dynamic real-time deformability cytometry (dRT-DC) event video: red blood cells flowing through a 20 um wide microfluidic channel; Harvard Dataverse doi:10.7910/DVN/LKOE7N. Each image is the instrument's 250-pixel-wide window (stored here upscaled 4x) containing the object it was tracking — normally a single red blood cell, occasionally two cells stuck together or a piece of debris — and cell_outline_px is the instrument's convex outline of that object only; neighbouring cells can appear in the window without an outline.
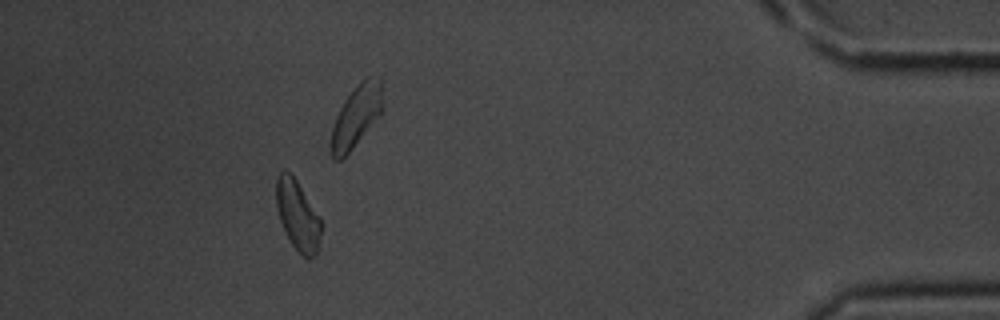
{"species": "common noctule bat (a hibernating species)", "species_latin": "Nyctalus noctula", "temperature_condition": "room temperature", "stored_images_in_passage": 28, "camera_frame_rate_fps": 3000, "um_per_image_px": 0.085, "animal": {"sex": "male", "body_mass_g": 20.1, "forearm_length_mm": 53.5}, "frame": {"image": 1, "passage_image": 24, "time_ms": 7.667, "image_size_px": [1000, 320], "cell_outline_px": [[320, 232], [316, 252], [308, 260], [292, 244], [280, 220], [276, 208], [276, 176], [284, 168], [296, 180], [320, 216]], "centroid_in_image_um": [25.27, 18.24], "position_along_channel_um": 409.9, "area_um2": 17.86}}